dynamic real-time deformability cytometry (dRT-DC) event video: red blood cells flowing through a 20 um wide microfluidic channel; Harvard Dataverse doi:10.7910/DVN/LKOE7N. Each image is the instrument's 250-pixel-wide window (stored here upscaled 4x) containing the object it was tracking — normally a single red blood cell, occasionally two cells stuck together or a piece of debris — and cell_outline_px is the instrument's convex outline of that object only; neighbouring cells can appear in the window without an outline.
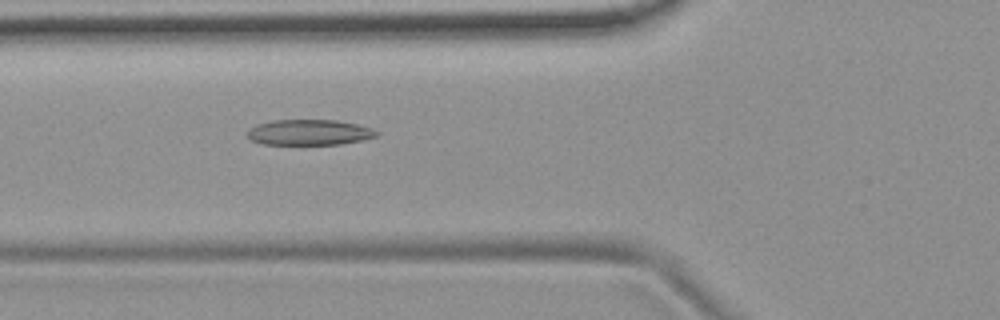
{"species": "common noctule bat (a hibernating species)", "species_latin": "Nyctalus noctula", "temperature_condition": "room temperature", "stored_images_in_passage": 54, "camera_frame_rate_fps": 3000, "um_per_image_px": 0.085, "animal": {"sex": "female", "body_mass_g": 19.9}, "frame": {"image": 1, "passage_image": 20, "time_ms": 6.333, "image_size_px": [1000, 320], "cell_outline_px": [[380, 132], [376, 136], [364, 140], [340, 144], [260, 144], [248, 140], [248, 128], [256, 124], [272, 120], [336, 120], [356, 124], [372, 128]], "centroid_in_image_um": [26.25, 11.25], "position_along_channel_um": 99.5, "area_um2": 19.42}}
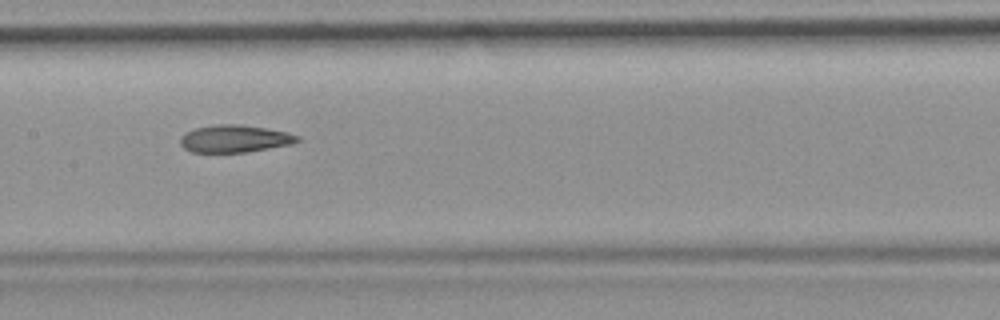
{"frame": {"image": 2, "passage_image": 27, "time_ms": 8.667, "image_size_px": [1000, 320], "cell_outline_px": [[300, 140], [292, 144], [248, 152], [192, 152], [184, 148], [180, 144], [180, 136], [184, 132], [196, 128], [216, 124], [240, 124], [288, 132], [300, 136]], "centroid_in_image_um": [19.94, 11.79], "position_along_channel_um": 187.5, "area_um2": 18.79}}
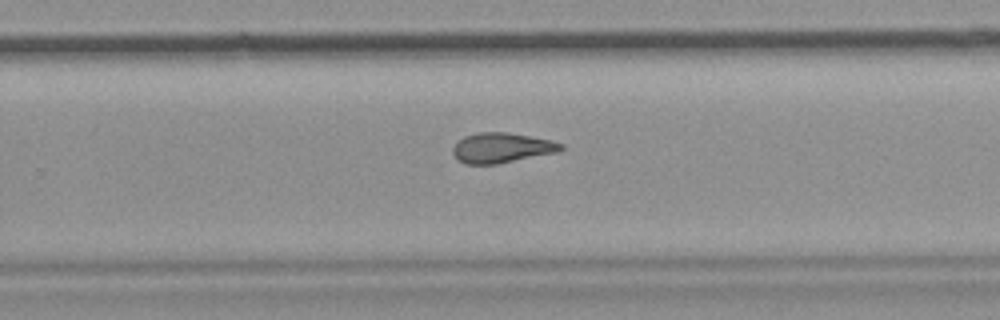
{"frame": {"image": 3, "passage_image": 35, "time_ms": 11.333, "image_size_px": [1000, 320], "cell_outline_px": [[564, 148], [556, 152], [496, 164], [464, 164], [456, 160], [452, 152], [452, 148], [456, 140], [464, 136], [480, 132], [508, 132], [552, 140], [564, 144]], "centroid_in_image_um": [42.59, 12.56], "position_along_channel_um": 287.2, "area_um2": 19.07}, "authors_computed_cell_mechanics": {"area_um2": 19.9699, "velocity_mm_per_s": 3.7558, "shape_relaxation_time_tau1_ms": null, "shape_relaxation_time_tau2_ms": 3.2337, "deformation_change_tau1": null, "deformation_change_tau2": 0.1206}}